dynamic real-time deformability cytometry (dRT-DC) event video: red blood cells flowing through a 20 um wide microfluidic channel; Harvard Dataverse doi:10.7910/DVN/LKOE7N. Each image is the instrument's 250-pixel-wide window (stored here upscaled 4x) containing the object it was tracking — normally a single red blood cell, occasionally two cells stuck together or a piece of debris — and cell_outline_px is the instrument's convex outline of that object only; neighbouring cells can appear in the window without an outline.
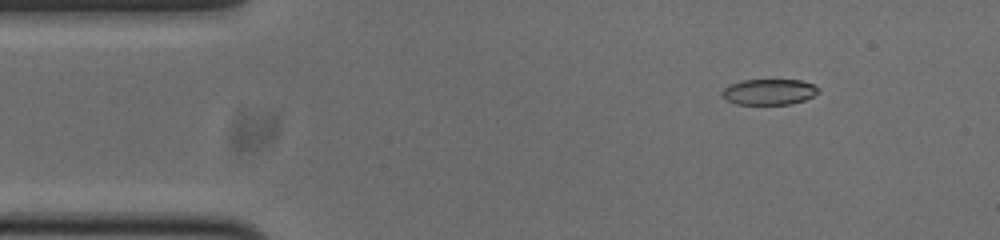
{"species": "common noctule bat (a hibernating species)", "species_latin": "Nyctalus noctula", "temperature_condition": "cold", "stored_images_in_passage": 52, "camera_frame_rate_fps": 3000, "um_per_image_px": 0.085, "animal": {"sex": "male", "body_mass_g": 20.0, "forearm_length_mm": 53.3}, "frame": {"image": 1, "passage_image": 6, "time_ms": 1.667, "image_size_px": [1000, 240], "cell_outline_px": [[820, 92], [804, 100], [792, 104], [736, 104], [724, 100], [720, 96], [720, 92], [728, 84], [744, 80], [800, 80], [812, 84], [820, 88]], "centroid_in_image_um": [65.32, 7.81], "position_along_channel_um": 19.7, "area_um2": 14.68}}
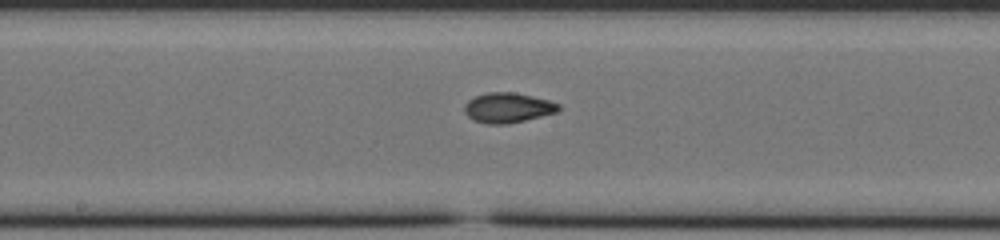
{"frame": {"image": 2, "passage_image": 26, "time_ms": 8.333, "image_size_px": [1000, 240], "cell_outline_px": [[560, 108], [556, 112], [508, 124], [484, 124], [472, 120], [464, 112], [464, 104], [468, 100], [476, 96], [488, 92], [516, 92], [548, 100], [560, 104]], "centroid_in_image_um": [43.12, 9.16], "position_along_channel_um": 205.1, "area_um2": 16.47}}
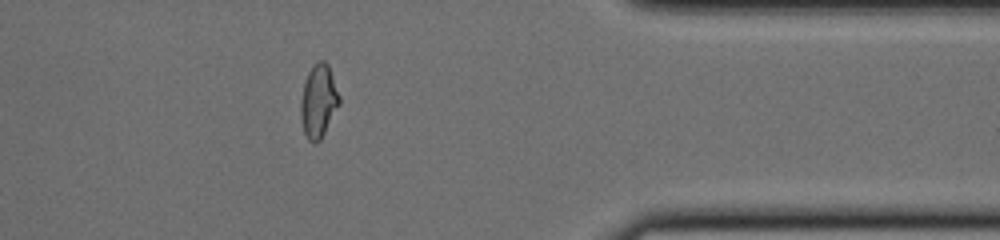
{"frame": {"image": 3, "passage_image": 42, "time_ms": 13.667, "image_size_px": [1000, 240], "cell_outline_px": [[340, 104], [320, 140], [316, 144], [312, 144], [308, 140], [304, 132], [300, 120], [300, 100], [304, 84], [308, 72], [316, 60], [324, 60], [328, 64], [340, 96]], "centroid_in_image_um": [27.06, 8.6], "position_along_channel_um": 384.3, "area_um2": 16.65}, "authors_computed_cell_mechanics": {"area_um2": 16.184, "velocity_mm_per_s": 3.7961, "shape_relaxation_time_tau1_ms": 6.7, "shape_relaxation_time_tau2_ms": 1.7441, "deformation_change_tau1": 0.1859, "deformation_change_tau2": 0.0638}}